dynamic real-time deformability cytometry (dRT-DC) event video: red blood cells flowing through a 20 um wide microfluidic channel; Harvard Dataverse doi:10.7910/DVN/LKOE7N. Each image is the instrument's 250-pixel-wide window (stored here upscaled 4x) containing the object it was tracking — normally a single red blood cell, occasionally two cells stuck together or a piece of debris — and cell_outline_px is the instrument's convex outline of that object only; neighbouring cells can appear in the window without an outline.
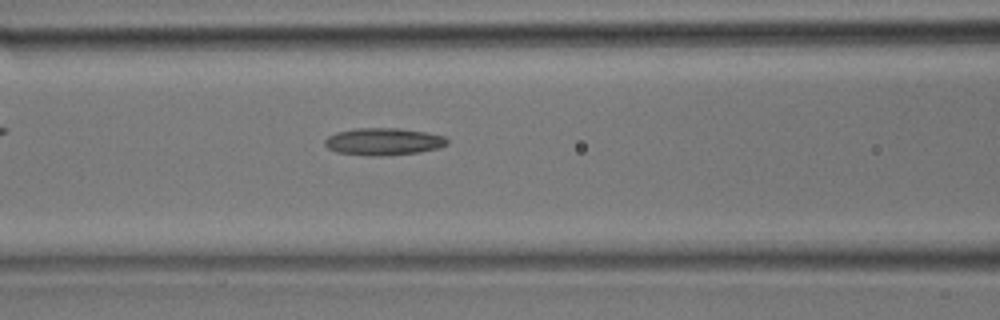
{"species": "common noctule bat (a hibernating species)", "species_latin": "Nyctalus noctula", "temperature_condition": "room temperature", "stored_images_in_passage": 16, "camera_frame_rate_fps": 3000, "um_per_image_px": 0.085, "animal": {"sex": "male", "body_mass_g": 17.9}, "frame": {"image": 1, "passage_image": 10, "time_ms": 3.0, "image_size_px": [1000, 320], "cell_outline_px": [[448, 144], [440, 148], [416, 152], [380, 156], [368, 156], [336, 152], [328, 148], [324, 144], [324, 140], [328, 136], [336, 132], [356, 128], [396, 128], [428, 132], [444, 136], [448, 140]], "centroid_in_image_um": [32.58, 12.03], "position_along_channel_um": 134.0, "area_um2": 19.48}}
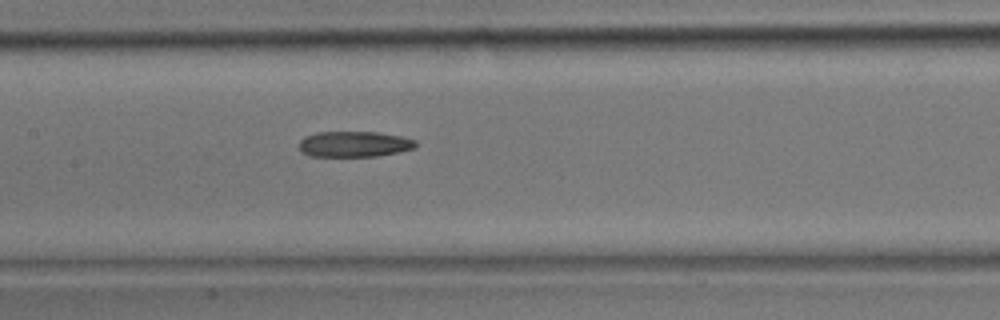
{"frame": {"image": 2, "passage_image": 12, "time_ms": 3.667, "image_size_px": [1000, 320], "cell_outline_px": [[416, 148], [400, 152], [376, 156], [308, 156], [300, 152], [300, 140], [304, 136], [316, 132], [380, 132], [400, 136], [416, 140]], "centroid_in_image_um": [30.1, 12.25], "position_along_channel_um": 177.3, "area_um2": 17.63}}
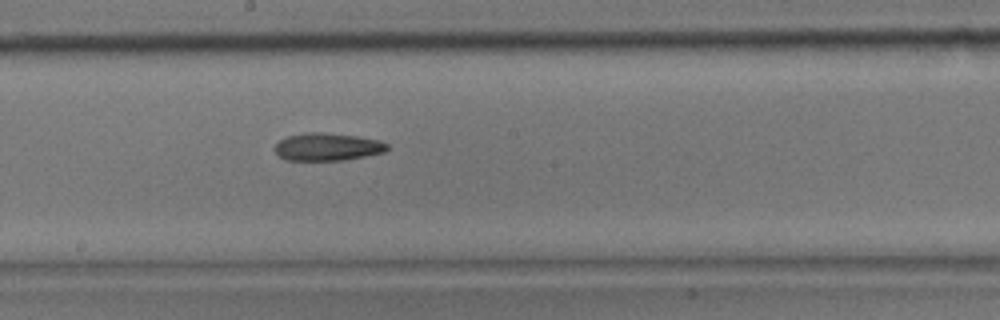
{"frame": {"image": 3, "passage_image": 14, "time_ms": 4.333, "image_size_px": [1000, 320], "cell_outline_px": [[388, 148], [384, 152], [344, 160], [284, 160], [276, 152], [276, 144], [280, 140], [288, 136], [308, 132], [320, 132], [356, 136], [380, 140], [388, 144]], "centroid_in_image_um": [27.84, 12.48], "position_along_channel_um": 220.4, "area_um2": 17.92}}